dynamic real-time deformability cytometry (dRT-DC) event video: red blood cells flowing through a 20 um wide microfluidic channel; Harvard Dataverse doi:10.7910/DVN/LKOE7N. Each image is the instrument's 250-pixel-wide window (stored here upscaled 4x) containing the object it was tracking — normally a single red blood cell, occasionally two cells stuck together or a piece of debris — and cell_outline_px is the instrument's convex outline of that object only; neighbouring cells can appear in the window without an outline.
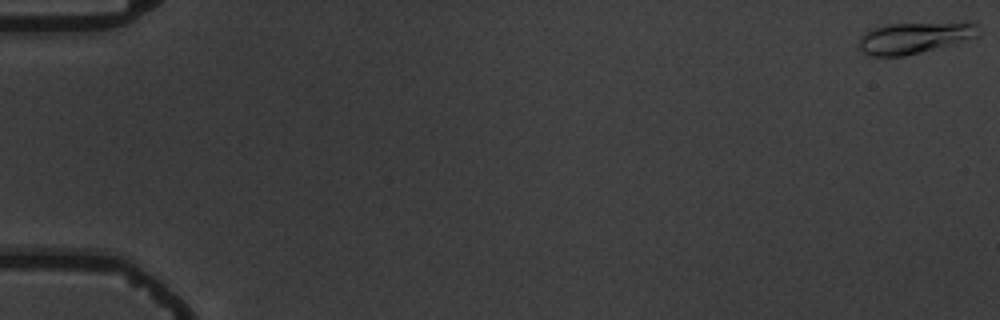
{"species": "common noctule bat (a hibernating species)", "species_latin": "Nyctalus noctula", "temperature_condition": "warm", "stored_images_in_passage": 5, "camera_frame_rate_fps": 3000, "um_per_image_px": 0.085, "animal": {"sex": "male", "body_mass_g": 19.5, "forearm_length_mm": 54.6}, "frame": {"image": 1, "passage_image": 1, "time_ms": 0.0, "image_size_px": [1000, 320], "cell_outline_px": [[980, 32], [976, 36], [956, 44], [904, 56], [872, 56], [864, 52], [860, 48], [860, 36], [864, 32], [872, 28], [888, 24], [968, 20], [972, 20], [980, 28]], "centroid_in_image_um": [77.84, 3.16], "position_along_channel_um": 7.2, "area_um2": 22.66}}